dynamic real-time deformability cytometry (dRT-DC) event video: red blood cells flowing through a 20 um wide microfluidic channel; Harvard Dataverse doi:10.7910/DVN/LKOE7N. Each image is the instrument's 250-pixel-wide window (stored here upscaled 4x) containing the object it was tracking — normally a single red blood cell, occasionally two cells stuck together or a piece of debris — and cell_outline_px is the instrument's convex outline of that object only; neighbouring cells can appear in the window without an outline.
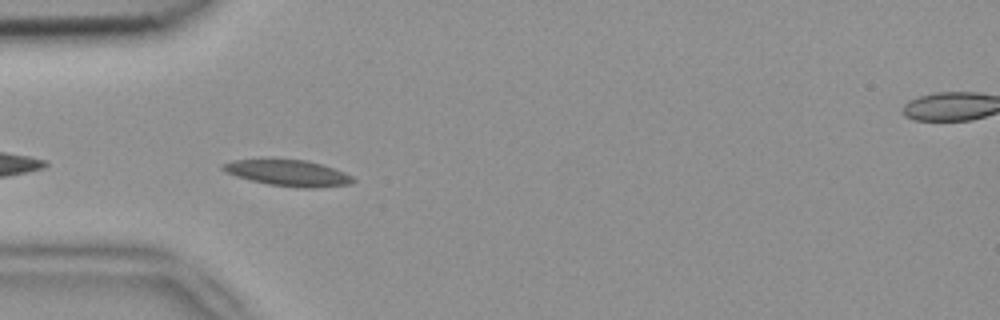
{"species": "common noctule bat (a hibernating species)", "species_latin": "Nyctalus noctula", "temperature_condition": "room temperature", "stored_images_in_passage": 13, "camera_frame_rate_fps": 3000, "um_per_image_px": 0.085, "animal": {"sex": "female", "body_mass_g": 18.4}, "frame": {"image": 1, "passage_image": 4, "time_ms": 1.0, "image_size_px": [1000, 320], "cell_outline_px": [[356, 180], [352, 184], [316, 188], [296, 188], [268, 184], [236, 176], [224, 172], [220, 168], [220, 164], [232, 160], [304, 160], [320, 164], [344, 172], [352, 176]], "centroid_in_image_um": [24.48, 14.72], "position_along_channel_um": 60.5, "area_um2": 19.71}}